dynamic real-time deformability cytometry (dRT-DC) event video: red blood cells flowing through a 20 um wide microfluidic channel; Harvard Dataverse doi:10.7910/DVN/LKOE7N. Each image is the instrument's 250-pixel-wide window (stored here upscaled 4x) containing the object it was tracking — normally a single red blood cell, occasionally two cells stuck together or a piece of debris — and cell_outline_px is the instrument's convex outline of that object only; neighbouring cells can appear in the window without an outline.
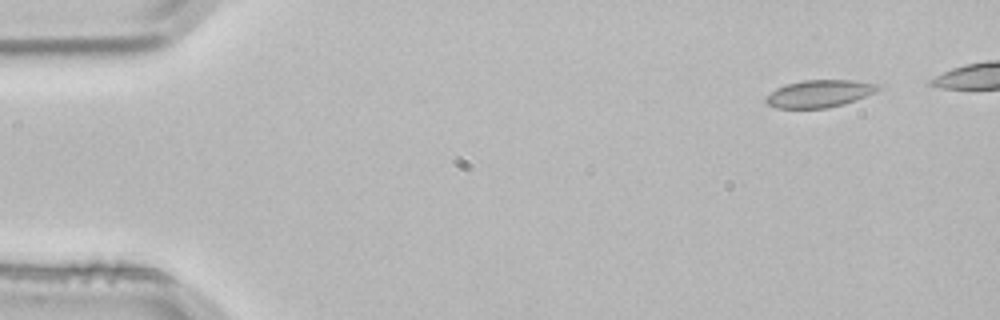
{"species": "common noctule bat (a hibernating species)", "species_latin": "Nyctalus noctula", "temperature_condition": "room temperature", "stored_images_in_passage": 6, "camera_frame_rate_fps": 3000, "um_per_image_px": 0.085, "animal": {"sex": "male", "body_mass_g": 21.5, "forearm_length_mm": 52.0}, "frame": {"image": 1, "passage_image": 1, "time_ms": 0.0, "image_size_px": [1000, 320], "cell_outline_px": [[884, 88], [876, 92], [828, 108], [776, 108], [768, 104], [764, 100], [776, 88], [788, 84], [804, 80], [852, 80], [880, 84]], "centroid_in_image_um": [69.68, 7.95], "position_along_channel_um": 15.3, "area_um2": 17.63}}